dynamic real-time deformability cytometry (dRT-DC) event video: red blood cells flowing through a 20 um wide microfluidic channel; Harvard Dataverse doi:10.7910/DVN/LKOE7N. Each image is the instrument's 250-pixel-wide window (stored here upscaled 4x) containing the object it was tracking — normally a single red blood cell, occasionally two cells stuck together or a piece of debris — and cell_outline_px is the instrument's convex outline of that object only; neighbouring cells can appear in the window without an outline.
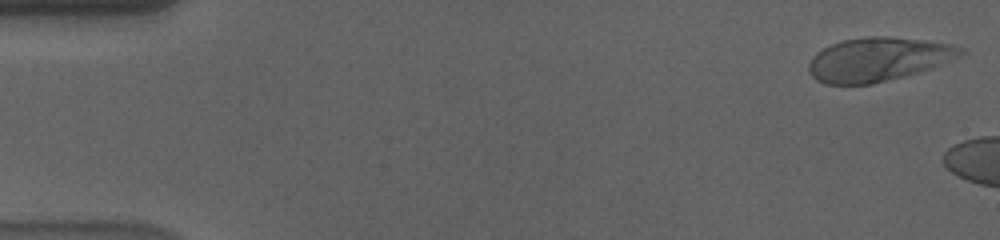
{"species": "human", "species_latin": "Homo sapiens", "temperature_condition": "cold", "stored_images_in_passage": 10, "camera_frame_rate_fps": 3000, "um_per_image_px": 0.085, "donor": {"sex": "male"}, "frame": {"image": 1, "passage_image": 1, "time_ms": 0.0, "image_size_px": [1000, 240], "cell_outline_px": [[968, 52], [964, 56], [944, 64], [932, 68], [904, 76], [872, 84], [824, 84], [816, 80], [808, 72], [808, 64], [812, 56], [816, 52], [832, 44], [844, 40], [868, 36], [892, 36], [952, 44], [964, 48]], "centroid_in_image_um": [74.69, 5.04], "position_along_channel_um": 10.3, "area_um2": 39.19}}